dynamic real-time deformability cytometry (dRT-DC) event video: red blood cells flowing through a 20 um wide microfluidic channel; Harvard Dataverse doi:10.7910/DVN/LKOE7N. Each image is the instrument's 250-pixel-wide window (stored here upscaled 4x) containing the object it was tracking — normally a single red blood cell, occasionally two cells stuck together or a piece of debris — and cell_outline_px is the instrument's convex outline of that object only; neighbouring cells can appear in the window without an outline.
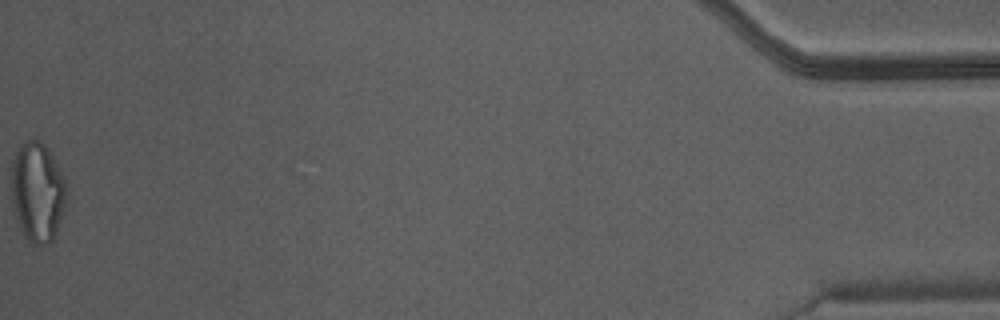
{"species": "Egyptian fruit bat (a non-hibernating species)", "species_latin": "Rousettus aegyptiacus", "temperature_condition": "warm", "stored_images_in_passage": 43, "camera_frame_rate_fps": 3000, "um_per_image_px": 0.085, "animal": {"sex": "male"}, "frame": {"image": 1, "passage_image": 43, "time_ms": 14.0, "image_size_px": [1000, 320], "cell_outline_px": [[64, 208], [60, 220], [52, 240], [48, 244], [36, 244], [28, 240], [20, 224], [12, 200], [12, 160], [16, 152], [24, 140], [40, 140], [44, 144], [56, 164], [64, 180]], "centroid_in_image_um": [3.16, 16.28], "position_along_channel_um": 432.0, "area_um2": 30.75}}